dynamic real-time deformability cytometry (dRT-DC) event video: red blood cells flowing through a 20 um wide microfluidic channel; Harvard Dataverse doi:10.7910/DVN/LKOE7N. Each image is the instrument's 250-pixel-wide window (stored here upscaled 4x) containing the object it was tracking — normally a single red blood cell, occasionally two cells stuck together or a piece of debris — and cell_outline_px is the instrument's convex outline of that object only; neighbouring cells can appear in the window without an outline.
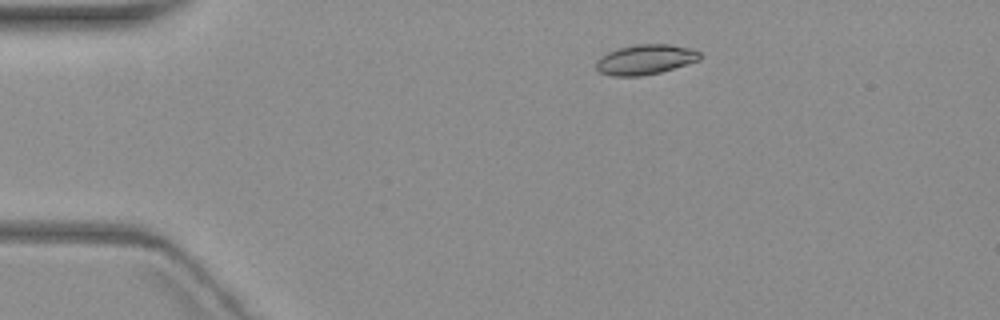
{"species": "common noctule bat (a hibernating species)", "species_latin": "Nyctalus noctula", "temperature_condition": "warm", "stored_images_in_passage": 5, "camera_frame_rate_fps": 3000, "um_per_image_px": 0.085, "animal": {"sex": "female", "body_mass_g": 19.3, "forearm_length_mm": 54.1}, "frame": {"image": 1, "passage_image": 3, "time_ms": 2.333, "image_size_px": [1000, 320], "cell_outline_px": [[700, 60], [660, 72], [640, 76], [612, 76], [600, 72], [596, 68], [596, 60], [600, 56], [608, 52], [620, 48], [636, 44], [668, 44], [692, 48], [700, 52]], "centroid_in_image_um": [54.85, 5.06], "position_along_channel_um": 30.2, "area_um2": 18.09}}